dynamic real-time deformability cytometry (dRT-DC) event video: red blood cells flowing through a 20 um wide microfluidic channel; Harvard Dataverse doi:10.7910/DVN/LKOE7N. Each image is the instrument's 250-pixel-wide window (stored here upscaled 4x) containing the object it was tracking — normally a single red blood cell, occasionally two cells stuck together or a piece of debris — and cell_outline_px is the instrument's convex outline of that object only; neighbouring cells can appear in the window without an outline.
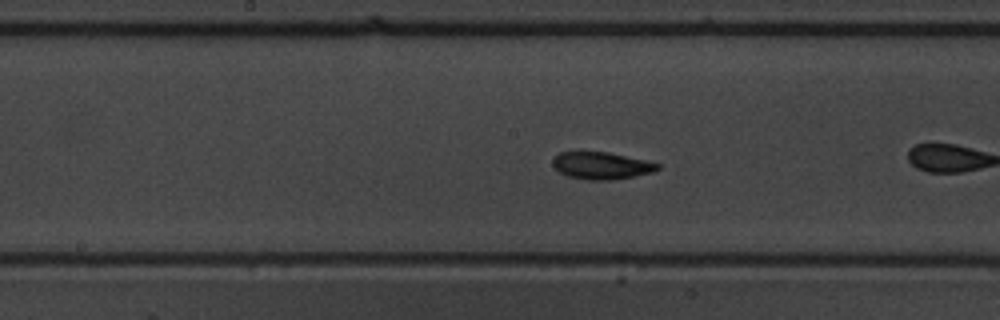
{"species": "common noctule bat (a hibernating species)", "species_latin": "Nyctalus noctula", "temperature_condition": "warm", "stored_images_in_passage": 37, "camera_frame_rate_fps": 3000, "um_per_image_px": 0.085, "animal": {"sex": "male", "body_mass_g": 19.5, "forearm_length_mm": 54.6}, "frame": {"image": 1, "passage_image": 11, "time_ms": 3.333, "image_size_px": [1000, 320], "cell_outline_px": [[660, 168], [652, 172], [612, 180], [588, 180], [568, 176], [560, 172], [552, 164], [552, 160], [560, 152], [608, 152], [644, 160], [660, 164]], "centroid_in_image_um": [51.11, 14.08], "position_along_channel_um": 197.1, "area_um2": 16.36}, "authors_computed_cell_mechanics": {"area_um2": 16.2418, "velocity_mm_per_s": 3.8979, "shape_relaxation_time_tau1_ms": 2.3838, "shape_relaxation_time_tau2_ms": 1.643, "deformation_change_tau1": 0.1059, "deformation_change_tau2": 0.0622}}